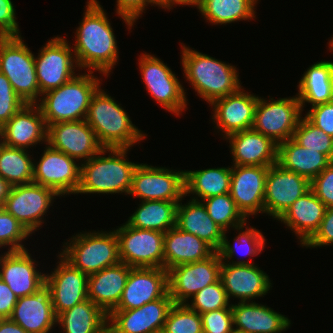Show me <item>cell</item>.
Masks as SVG:
<instances>
[{
  "instance_id": "obj_24",
  "label": "cell",
  "mask_w": 333,
  "mask_h": 333,
  "mask_svg": "<svg viewBox=\"0 0 333 333\" xmlns=\"http://www.w3.org/2000/svg\"><path fill=\"white\" fill-rule=\"evenodd\" d=\"M220 280L230 299L237 298L239 302H253L258 297H264L273 287L270 277L257 264H231L222 262Z\"/></svg>"
},
{
  "instance_id": "obj_13",
  "label": "cell",
  "mask_w": 333,
  "mask_h": 333,
  "mask_svg": "<svg viewBox=\"0 0 333 333\" xmlns=\"http://www.w3.org/2000/svg\"><path fill=\"white\" fill-rule=\"evenodd\" d=\"M59 195L52 189L31 182L12 186L3 208L31 234L44 223V215Z\"/></svg>"
},
{
  "instance_id": "obj_12",
  "label": "cell",
  "mask_w": 333,
  "mask_h": 333,
  "mask_svg": "<svg viewBox=\"0 0 333 333\" xmlns=\"http://www.w3.org/2000/svg\"><path fill=\"white\" fill-rule=\"evenodd\" d=\"M47 42L35 57L41 95L59 88L77 75L76 68L79 70L74 51L65 36L53 37Z\"/></svg>"
},
{
  "instance_id": "obj_19",
  "label": "cell",
  "mask_w": 333,
  "mask_h": 333,
  "mask_svg": "<svg viewBox=\"0 0 333 333\" xmlns=\"http://www.w3.org/2000/svg\"><path fill=\"white\" fill-rule=\"evenodd\" d=\"M56 267L45 273V287L48 289L56 316L88 299V275L73 267L58 254Z\"/></svg>"
},
{
  "instance_id": "obj_46",
  "label": "cell",
  "mask_w": 333,
  "mask_h": 333,
  "mask_svg": "<svg viewBox=\"0 0 333 333\" xmlns=\"http://www.w3.org/2000/svg\"><path fill=\"white\" fill-rule=\"evenodd\" d=\"M25 104L14 92L7 77L0 72V128Z\"/></svg>"
},
{
  "instance_id": "obj_2",
  "label": "cell",
  "mask_w": 333,
  "mask_h": 333,
  "mask_svg": "<svg viewBox=\"0 0 333 333\" xmlns=\"http://www.w3.org/2000/svg\"><path fill=\"white\" fill-rule=\"evenodd\" d=\"M184 75L199 97L209 105L216 99L235 93L241 87L234 65L215 59L181 43Z\"/></svg>"
},
{
  "instance_id": "obj_3",
  "label": "cell",
  "mask_w": 333,
  "mask_h": 333,
  "mask_svg": "<svg viewBox=\"0 0 333 333\" xmlns=\"http://www.w3.org/2000/svg\"><path fill=\"white\" fill-rule=\"evenodd\" d=\"M129 150L130 148H103L88 161L80 163V186L77 194L128 195L134 170L138 166V163L128 160ZM106 153L109 155L106 156Z\"/></svg>"
},
{
  "instance_id": "obj_40",
  "label": "cell",
  "mask_w": 333,
  "mask_h": 333,
  "mask_svg": "<svg viewBox=\"0 0 333 333\" xmlns=\"http://www.w3.org/2000/svg\"><path fill=\"white\" fill-rule=\"evenodd\" d=\"M28 153L0 143V176L11 186L33 182L34 157Z\"/></svg>"
},
{
  "instance_id": "obj_48",
  "label": "cell",
  "mask_w": 333,
  "mask_h": 333,
  "mask_svg": "<svg viewBox=\"0 0 333 333\" xmlns=\"http://www.w3.org/2000/svg\"><path fill=\"white\" fill-rule=\"evenodd\" d=\"M151 5L154 7L158 5L153 0H116V14L122 21L125 22L128 29L131 32V28L134 27L136 20L142 17L146 7Z\"/></svg>"
},
{
  "instance_id": "obj_47",
  "label": "cell",
  "mask_w": 333,
  "mask_h": 333,
  "mask_svg": "<svg viewBox=\"0 0 333 333\" xmlns=\"http://www.w3.org/2000/svg\"><path fill=\"white\" fill-rule=\"evenodd\" d=\"M200 315L203 333H230L234 329L231 308L208 311Z\"/></svg>"
},
{
  "instance_id": "obj_6",
  "label": "cell",
  "mask_w": 333,
  "mask_h": 333,
  "mask_svg": "<svg viewBox=\"0 0 333 333\" xmlns=\"http://www.w3.org/2000/svg\"><path fill=\"white\" fill-rule=\"evenodd\" d=\"M64 242L59 254L86 275L119 264V242L115 229L80 232Z\"/></svg>"
},
{
  "instance_id": "obj_52",
  "label": "cell",
  "mask_w": 333,
  "mask_h": 333,
  "mask_svg": "<svg viewBox=\"0 0 333 333\" xmlns=\"http://www.w3.org/2000/svg\"><path fill=\"white\" fill-rule=\"evenodd\" d=\"M328 245H333V207L326 208L318 231L304 246L320 248Z\"/></svg>"
},
{
  "instance_id": "obj_58",
  "label": "cell",
  "mask_w": 333,
  "mask_h": 333,
  "mask_svg": "<svg viewBox=\"0 0 333 333\" xmlns=\"http://www.w3.org/2000/svg\"><path fill=\"white\" fill-rule=\"evenodd\" d=\"M230 333H243V332L233 329Z\"/></svg>"
},
{
  "instance_id": "obj_55",
  "label": "cell",
  "mask_w": 333,
  "mask_h": 333,
  "mask_svg": "<svg viewBox=\"0 0 333 333\" xmlns=\"http://www.w3.org/2000/svg\"><path fill=\"white\" fill-rule=\"evenodd\" d=\"M201 0H163L158 6L163 9L171 10L175 5H186V6H194L199 7Z\"/></svg>"
},
{
  "instance_id": "obj_44",
  "label": "cell",
  "mask_w": 333,
  "mask_h": 333,
  "mask_svg": "<svg viewBox=\"0 0 333 333\" xmlns=\"http://www.w3.org/2000/svg\"><path fill=\"white\" fill-rule=\"evenodd\" d=\"M190 301L191 303L187 302L185 304L191 310L199 314L218 309L231 308L230 301L220 279L198 291L190 298Z\"/></svg>"
},
{
  "instance_id": "obj_25",
  "label": "cell",
  "mask_w": 333,
  "mask_h": 333,
  "mask_svg": "<svg viewBox=\"0 0 333 333\" xmlns=\"http://www.w3.org/2000/svg\"><path fill=\"white\" fill-rule=\"evenodd\" d=\"M4 145L28 150L47 143V126L37 104H25L1 127Z\"/></svg>"
},
{
  "instance_id": "obj_21",
  "label": "cell",
  "mask_w": 333,
  "mask_h": 333,
  "mask_svg": "<svg viewBox=\"0 0 333 333\" xmlns=\"http://www.w3.org/2000/svg\"><path fill=\"white\" fill-rule=\"evenodd\" d=\"M28 251H5L0 255V279L18 298L33 295L45 286V273L37 269L38 262Z\"/></svg>"
},
{
  "instance_id": "obj_28",
  "label": "cell",
  "mask_w": 333,
  "mask_h": 333,
  "mask_svg": "<svg viewBox=\"0 0 333 333\" xmlns=\"http://www.w3.org/2000/svg\"><path fill=\"white\" fill-rule=\"evenodd\" d=\"M231 310L233 328L243 333H281L292 324L287 316L255 300L231 303Z\"/></svg>"
},
{
  "instance_id": "obj_45",
  "label": "cell",
  "mask_w": 333,
  "mask_h": 333,
  "mask_svg": "<svg viewBox=\"0 0 333 333\" xmlns=\"http://www.w3.org/2000/svg\"><path fill=\"white\" fill-rule=\"evenodd\" d=\"M31 234L3 206L0 207V248L8 246V251L26 250L24 242Z\"/></svg>"
},
{
  "instance_id": "obj_42",
  "label": "cell",
  "mask_w": 333,
  "mask_h": 333,
  "mask_svg": "<svg viewBox=\"0 0 333 333\" xmlns=\"http://www.w3.org/2000/svg\"><path fill=\"white\" fill-rule=\"evenodd\" d=\"M292 139L306 149L325 154L333 162V138L313 125L305 116L301 117Z\"/></svg>"
},
{
  "instance_id": "obj_32",
  "label": "cell",
  "mask_w": 333,
  "mask_h": 333,
  "mask_svg": "<svg viewBox=\"0 0 333 333\" xmlns=\"http://www.w3.org/2000/svg\"><path fill=\"white\" fill-rule=\"evenodd\" d=\"M176 226L205 241L216 252L221 247L224 230L208 215L201 201L190 199L182 204L181 200L177 205Z\"/></svg>"
},
{
  "instance_id": "obj_53",
  "label": "cell",
  "mask_w": 333,
  "mask_h": 333,
  "mask_svg": "<svg viewBox=\"0 0 333 333\" xmlns=\"http://www.w3.org/2000/svg\"><path fill=\"white\" fill-rule=\"evenodd\" d=\"M17 300L10 287L0 279V319L10 318Z\"/></svg>"
},
{
  "instance_id": "obj_36",
  "label": "cell",
  "mask_w": 333,
  "mask_h": 333,
  "mask_svg": "<svg viewBox=\"0 0 333 333\" xmlns=\"http://www.w3.org/2000/svg\"><path fill=\"white\" fill-rule=\"evenodd\" d=\"M108 315L90 299L57 316L63 333H107Z\"/></svg>"
},
{
  "instance_id": "obj_5",
  "label": "cell",
  "mask_w": 333,
  "mask_h": 333,
  "mask_svg": "<svg viewBox=\"0 0 333 333\" xmlns=\"http://www.w3.org/2000/svg\"><path fill=\"white\" fill-rule=\"evenodd\" d=\"M101 80L92 71H85L57 89L42 94L37 103L46 126L58 122L80 121L86 118L88 107Z\"/></svg>"
},
{
  "instance_id": "obj_20",
  "label": "cell",
  "mask_w": 333,
  "mask_h": 333,
  "mask_svg": "<svg viewBox=\"0 0 333 333\" xmlns=\"http://www.w3.org/2000/svg\"><path fill=\"white\" fill-rule=\"evenodd\" d=\"M259 96L240 88L235 93L214 100L212 121L224 139L229 135L252 129ZM224 133V134H223Z\"/></svg>"
},
{
  "instance_id": "obj_41",
  "label": "cell",
  "mask_w": 333,
  "mask_h": 333,
  "mask_svg": "<svg viewBox=\"0 0 333 333\" xmlns=\"http://www.w3.org/2000/svg\"><path fill=\"white\" fill-rule=\"evenodd\" d=\"M212 220L224 231L230 228L237 229L244 225L247 219L238 210L230 193L206 198L201 201Z\"/></svg>"
},
{
  "instance_id": "obj_4",
  "label": "cell",
  "mask_w": 333,
  "mask_h": 333,
  "mask_svg": "<svg viewBox=\"0 0 333 333\" xmlns=\"http://www.w3.org/2000/svg\"><path fill=\"white\" fill-rule=\"evenodd\" d=\"M100 87L93 95L85 121L104 148H130L147 136L132 123L129 115Z\"/></svg>"
},
{
  "instance_id": "obj_33",
  "label": "cell",
  "mask_w": 333,
  "mask_h": 333,
  "mask_svg": "<svg viewBox=\"0 0 333 333\" xmlns=\"http://www.w3.org/2000/svg\"><path fill=\"white\" fill-rule=\"evenodd\" d=\"M331 162L325 154L306 149L292 138L278 145L277 164L307 178L310 182Z\"/></svg>"
},
{
  "instance_id": "obj_49",
  "label": "cell",
  "mask_w": 333,
  "mask_h": 333,
  "mask_svg": "<svg viewBox=\"0 0 333 333\" xmlns=\"http://www.w3.org/2000/svg\"><path fill=\"white\" fill-rule=\"evenodd\" d=\"M310 183L311 190L325 204L326 208L333 207V162Z\"/></svg>"
},
{
  "instance_id": "obj_18",
  "label": "cell",
  "mask_w": 333,
  "mask_h": 333,
  "mask_svg": "<svg viewBox=\"0 0 333 333\" xmlns=\"http://www.w3.org/2000/svg\"><path fill=\"white\" fill-rule=\"evenodd\" d=\"M311 189L310 181L279 164L268 169L264 193V213L278 220L286 210Z\"/></svg>"
},
{
  "instance_id": "obj_34",
  "label": "cell",
  "mask_w": 333,
  "mask_h": 333,
  "mask_svg": "<svg viewBox=\"0 0 333 333\" xmlns=\"http://www.w3.org/2000/svg\"><path fill=\"white\" fill-rule=\"evenodd\" d=\"M297 87L302 113L305 103L313 107L333 101V62L321 60L309 66Z\"/></svg>"
},
{
  "instance_id": "obj_38",
  "label": "cell",
  "mask_w": 333,
  "mask_h": 333,
  "mask_svg": "<svg viewBox=\"0 0 333 333\" xmlns=\"http://www.w3.org/2000/svg\"><path fill=\"white\" fill-rule=\"evenodd\" d=\"M259 0H201L197 8L206 22L226 25L255 19ZM255 9V10H254Z\"/></svg>"
},
{
  "instance_id": "obj_43",
  "label": "cell",
  "mask_w": 333,
  "mask_h": 333,
  "mask_svg": "<svg viewBox=\"0 0 333 333\" xmlns=\"http://www.w3.org/2000/svg\"><path fill=\"white\" fill-rule=\"evenodd\" d=\"M162 333H203L201 315L186 304H174Z\"/></svg>"
},
{
  "instance_id": "obj_51",
  "label": "cell",
  "mask_w": 333,
  "mask_h": 333,
  "mask_svg": "<svg viewBox=\"0 0 333 333\" xmlns=\"http://www.w3.org/2000/svg\"><path fill=\"white\" fill-rule=\"evenodd\" d=\"M12 0H0V37L21 36Z\"/></svg>"
},
{
  "instance_id": "obj_7",
  "label": "cell",
  "mask_w": 333,
  "mask_h": 333,
  "mask_svg": "<svg viewBox=\"0 0 333 333\" xmlns=\"http://www.w3.org/2000/svg\"><path fill=\"white\" fill-rule=\"evenodd\" d=\"M0 72L14 92L26 103L37 104L41 99L38 86L35 56L22 36L0 37Z\"/></svg>"
},
{
  "instance_id": "obj_17",
  "label": "cell",
  "mask_w": 333,
  "mask_h": 333,
  "mask_svg": "<svg viewBox=\"0 0 333 333\" xmlns=\"http://www.w3.org/2000/svg\"><path fill=\"white\" fill-rule=\"evenodd\" d=\"M47 144L77 162L81 161L79 163L88 161L104 148L85 119L48 125Z\"/></svg>"
},
{
  "instance_id": "obj_50",
  "label": "cell",
  "mask_w": 333,
  "mask_h": 333,
  "mask_svg": "<svg viewBox=\"0 0 333 333\" xmlns=\"http://www.w3.org/2000/svg\"><path fill=\"white\" fill-rule=\"evenodd\" d=\"M305 117L333 138V101L310 107Z\"/></svg>"
},
{
  "instance_id": "obj_9",
  "label": "cell",
  "mask_w": 333,
  "mask_h": 333,
  "mask_svg": "<svg viewBox=\"0 0 333 333\" xmlns=\"http://www.w3.org/2000/svg\"><path fill=\"white\" fill-rule=\"evenodd\" d=\"M128 195L141 201L163 200L179 203L185 197V170L138 164Z\"/></svg>"
},
{
  "instance_id": "obj_59",
  "label": "cell",
  "mask_w": 333,
  "mask_h": 333,
  "mask_svg": "<svg viewBox=\"0 0 333 333\" xmlns=\"http://www.w3.org/2000/svg\"><path fill=\"white\" fill-rule=\"evenodd\" d=\"M157 5H159L163 0H153Z\"/></svg>"
},
{
  "instance_id": "obj_30",
  "label": "cell",
  "mask_w": 333,
  "mask_h": 333,
  "mask_svg": "<svg viewBox=\"0 0 333 333\" xmlns=\"http://www.w3.org/2000/svg\"><path fill=\"white\" fill-rule=\"evenodd\" d=\"M132 268L120 262L89 275L88 299L108 315L118 305Z\"/></svg>"
},
{
  "instance_id": "obj_11",
  "label": "cell",
  "mask_w": 333,
  "mask_h": 333,
  "mask_svg": "<svg viewBox=\"0 0 333 333\" xmlns=\"http://www.w3.org/2000/svg\"><path fill=\"white\" fill-rule=\"evenodd\" d=\"M269 99L258 98L252 129L279 145L292 138L302 117L301 104L297 95Z\"/></svg>"
},
{
  "instance_id": "obj_14",
  "label": "cell",
  "mask_w": 333,
  "mask_h": 333,
  "mask_svg": "<svg viewBox=\"0 0 333 333\" xmlns=\"http://www.w3.org/2000/svg\"><path fill=\"white\" fill-rule=\"evenodd\" d=\"M39 161H34L33 182L54 190L60 197L77 194L81 164L47 143Z\"/></svg>"
},
{
  "instance_id": "obj_26",
  "label": "cell",
  "mask_w": 333,
  "mask_h": 333,
  "mask_svg": "<svg viewBox=\"0 0 333 333\" xmlns=\"http://www.w3.org/2000/svg\"><path fill=\"white\" fill-rule=\"evenodd\" d=\"M232 166L270 167L277 163L278 144L253 129L229 135Z\"/></svg>"
},
{
  "instance_id": "obj_27",
  "label": "cell",
  "mask_w": 333,
  "mask_h": 333,
  "mask_svg": "<svg viewBox=\"0 0 333 333\" xmlns=\"http://www.w3.org/2000/svg\"><path fill=\"white\" fill-rule=\"evenodd\" d=\"M10 319L27 333H50L57 327V316L48 289L44 286L33 295L18 298Z\"/></svg>"
},
{
  "instance_id": "obj_57",
  "label": "cell",
  "mask_w": 333,
  "mask_h": 333,
  "mask_svg": "<svg viewBox=\"0 0 333 333\" xmlns=\"http://www.w3.org/2000/svg\"><path fill=\"white\" fill-rule=\"evenodd\" d=\"M328 45H329V50L333 51V37L330 38Z\"/></svg>"
},
{
  "instance_id": "obj_16",
  "label": "cell",
  "mask_w": 333,
  "mask_h": 333,
  "mask_svg": "<svg viewBox=\"0 0 333 333\" xmlns=\"http://www.w3.org/2000/svg\"><path fill=\"white\" fill-rule=\"evenodd\" d=\"M174 305L169 292L160 299L131 310H112L108 314L107 333H159Z\"/></svg>"
},
{
  "instance_id": "obj_23",
  "label": "cell",
  "mask_w": 333,
  "mask_h": 333,
  "mask_svg": "<svg viewBox=\"0 0 333 333\" xmlns=\"http://www.w3.org/2000/svg\"><path fill=\"white\" fill-rule=\"evenodd\" d=\"M169 292L164 268H132L118 305L113 310H131L163 298Z\"/></svg>"
},
{
  "instance_id": "obj_56",
  "label": "cell",
  "mask_w": 333,
  "mask_h": 333,
  "mask_svg": "<svg viewBox=\"0 0 333 333\" xmlns=\"http://www.w3.org/2000/svg\"><path fill=\"white\" fill-rule=\"evenodd\" d=\"M11 185L0 176V207L4 205L5 199L8 197Z\"/></svg>"
},
{
  "instance_id": "obj_29",
  "label": "cell",
  "mask_w": 333,
  "mask_h": 333,
  "mask_svg": "<svg viewBox=\"0 0 333 333\" xmlns=\"http://www.w3.org/2000/svg\"><path fill=\"white\" fill-rule=\"evenodd\" d=\"M326 206L310 189L298 198L278 219L300 240V246L304 245L318 231L324 217Z\"/></svg>"
},
{
  "instance_id": "obj_15",
  "label": "cell",
  "mask_w": 333,
  "mask_h": 333,
  "mask_svg": "<svg viewBox=\"0 0 333 333\" xmlns=\"http://www.w3.org/2000/svg\"><path fill=\"white\" fill-rule=\"evenodd\" d=\"M222 260L215 252L209 258L181 264L168 271L169 294L174 304H185L198 291L220 279Z\"/></svg>"
},
{
  "instance_id": "obj_8",
  "label": "cell",
  "mask_w": 333,
  "mask_h": 333,
  "mask_svg": "<svg viewBox=\"0 0 333 333\" xmlns=\"http://www.w3.org/2000/svg\"><path fill=\"white\" fill-rule=\"evenodd\" d=\"M141 78L146 90L164 110L181 116L187 108L186 92L175 72L153 54L142 53L138 58Z\"/></svg>"
},
{
  "instance_id": "obj_10",
  "label": "cell",
  "mask_w": 333,
  "mask_h": 333,
  "mask_svg": "<svg viewBox=\"0 0 333 333\" xmlns=\"http://www.w3.org/2000/svg\"><path fill=\"white\" fill-rule=\"evenodd\" d=\"M122 263L133 268H164V236L156 230L138 229L126 222L115 230Z\"/></svg>"
},
{
  "instance_id": "obj_39",
  "label": "cell",
  "mask_w": 333,
  "mask_h": 333,
  "mask_svg": "<svg viewBox=\"0 0 333 333\" xmlns=\"http://www.w3.org/2000/svg\"><path fill=\"white\" fill-rule=\"evenodd\" d=\"M246 228V229H243ZM239 231L238 235L233 239L234 244L230 243L227 238V231H224L223 240L220 249L217 251L219 253L222 262L231 264H254L252 261L245 260H235L234 256L238 253L241 255L253 257L261 254L262 250L266 246V240L264 235L258 229L247 226V222L235 229ZM229 259V260H228ZM231 261V262H230Z\"/></svg>"
},
{
  "instance_id": "obj_31",
  "label": "cell",
  "mask_w": 333,
  "mask_h": 333,
  "mask_svg": "<svg viewBox=\"0 0 333 333\" xmlns=\"http://www.w3.org/2000/svg\"><path fill=\"white\" fill-rule=\"evenodd\" d=\"M215 252L205 241L177 226L165 232L164 269L167 271L181 264L205 260Z\"/></svg>"
},
{
  "instance_id": "obj_54",
  "label": "cell",
  "mask_w": 333,
  "mask_h": 333,
  "mask_svg": "<svg viewBox=\"0 0 333 333\" xmlns=\"http://www.w3.org/2000/svg\"><path fill=\"white\" fill-rule=\"evenodd\" d=\"M0 333H27L19 324L10 318L0 319Z\"/></svg>"
},
{
  "instance_id": "obj_35",
  "label": "cell",
  "mask_w": 333,
  "mask_h": 333,
  "mask_svg": "<svg viewBox=\"0 0 333 333\" xmlns=\"http://www.w3.org/2000/svg\"><path fill=\"white\" fill-rule=\"evenodd\" d=\"M232 166L200 170H185V196L202 201L206 198L230 193ZM199 198V199H198Z\"/></svg>"
},
{
  "instance_id": "obj_22",
  "label": "cell",
  "mask_w": 333,
  "mask_h": 333,
  "mask_svg": "<svg viewBox=\"0 0 333 333\" xmlns=\"http://www.w3.org/2000/svg\"><path fill=\"white\" fill-rule=\"evenodd\" d=\"M268 169L263 166H232L230 195L246 219L264 213Z\"/></svg>"
},
{
  "instance_id": "obj_37",
  "label": "cell",
  "mask_w": 333,
  "mask_h": 333,
  "mask_svg": "<svg viewBox=\"0 0 333 333\" xmlns=\"http://www.w3.org/2000/svg\"><path fill=\"white\" fill-rule=\"evenodd\" d=\"M177 202L141 201L126 223L138 229L156 230L162 233L176 226Z\"/></svg>"
},
{
  "instance_id": "obj_1",
  "label": "cell",
  "mask_w": 333,
  "mask_h": 333,
  "mask_svg": "<svg viewBox=\"0 0 333 333\" xmlns=\"http://www.w3.org/2000/svg\"><path fill=\"white\" fill-rule=\"evenodd\" d=\"M86 4L72 49L79 69L95 70L108 77L119 61L117 40L99 1L87 0Z\"/></svg>"
}]
</instances>
